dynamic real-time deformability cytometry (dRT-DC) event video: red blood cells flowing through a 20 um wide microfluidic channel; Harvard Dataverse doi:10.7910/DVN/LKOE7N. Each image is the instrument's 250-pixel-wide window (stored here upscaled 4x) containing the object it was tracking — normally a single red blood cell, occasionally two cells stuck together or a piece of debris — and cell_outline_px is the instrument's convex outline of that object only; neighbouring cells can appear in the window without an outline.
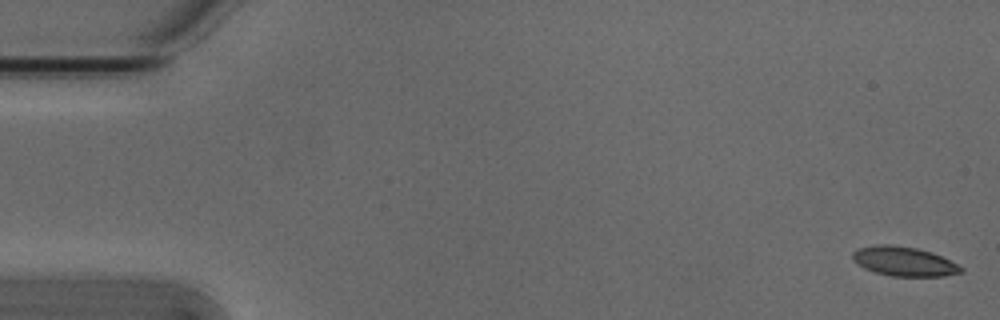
{"species": "Egyptian fruit bat (a non-hibernating species)", "species_latin": "Rousettus aegyptiacus", "temperature_condition": "cold", "stored_images_in_passage": 5, "camera_frame_rate_fps": 3000, "um_per_image_px": 0.085, "animal": {"sex": "male"}, "frame": {"image": 1, "passage_image": 1, "time_ms": 0.0, "image_size_px": [1000, 320], "cell_outline_px": [[964, 272], [944, 276], [892, 276], [876, 272], [864, 268], [856, 264], [852, 260], [852, 252], [856, 248], [876, 244], [888, 244], [916, 248], [932, 252], [964, 268]], "centroid_in_image_um": [76.79, 22.21], "position_along_channel_um": 8.2, "area_um2": 18.61}}
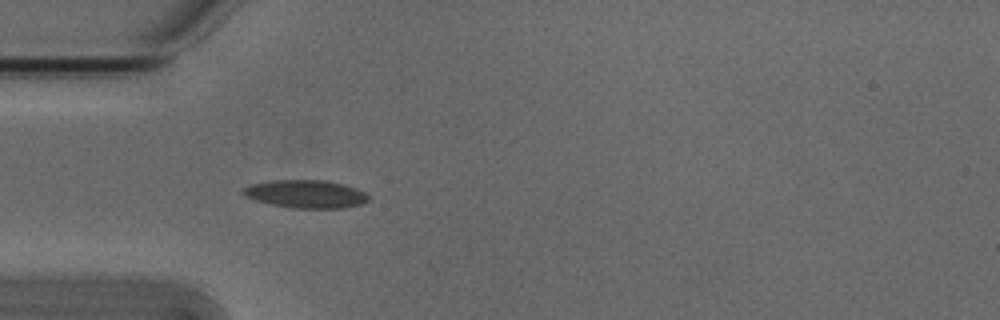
{"frame": {"image": 2, "passage_image": 5, "time_ms": 1.333, "image_size_px": [1000, 320], "cell_outline_px": [[372, 196], [364, 204], [344, 208], [292, 208], [272, 204], [256, 200], [244, 196], [240, 192], [240, 188], [252, 184], [272, 180], [328, 180], [344, 184], [356, 188]], "centroid_in_image_um": [26.02, 16.49], "position_along_channel_um": 59.0, "area_um2": 20.75}}